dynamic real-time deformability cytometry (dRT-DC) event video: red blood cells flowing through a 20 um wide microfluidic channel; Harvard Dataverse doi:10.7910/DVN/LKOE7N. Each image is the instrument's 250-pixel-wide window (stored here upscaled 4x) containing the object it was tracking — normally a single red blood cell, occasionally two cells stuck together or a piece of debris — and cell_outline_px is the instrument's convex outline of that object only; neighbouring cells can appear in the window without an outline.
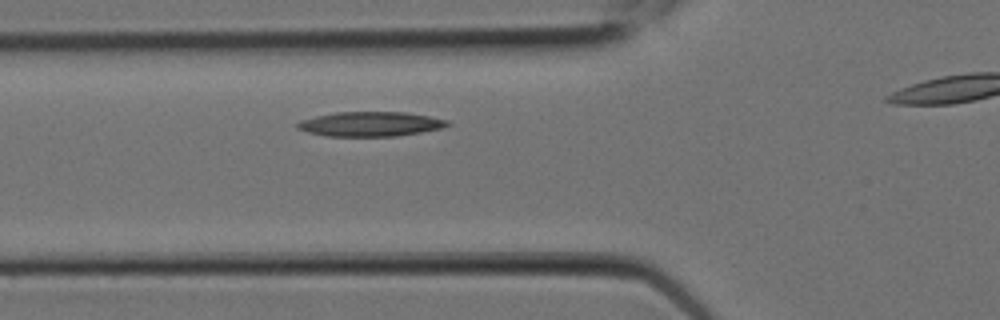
{"species": "Egyptian fruit bat (a non-hibernating species)", "species_latin": "Rousettus aegyptiacus", "temperature_condition": "room temperature", "stored_images_in_passage": 5, "segment_of_instrument_passage": [1, 2], "camera_frame_rate_fps": 3000, "um_per_image_px": 0.085, "animal": {"sex": "female"}, "frame": {"image": 1, "passage_image": 4, "time_ms": 1.0, "image_size_px": [1000, 320], "cell_outline_px": [[452, 124], [444, 128], [396, 136], [324, 136], [308, 132], [296, 128], [296, 124], [300, 120], [316, 116], [336, 112], [404, 112], [428, 116], [448, 120]], "centroid_in_image_um": [31.49, 10.54], "position_along_channel_um": 94.3, "area_um2": 21.56}}